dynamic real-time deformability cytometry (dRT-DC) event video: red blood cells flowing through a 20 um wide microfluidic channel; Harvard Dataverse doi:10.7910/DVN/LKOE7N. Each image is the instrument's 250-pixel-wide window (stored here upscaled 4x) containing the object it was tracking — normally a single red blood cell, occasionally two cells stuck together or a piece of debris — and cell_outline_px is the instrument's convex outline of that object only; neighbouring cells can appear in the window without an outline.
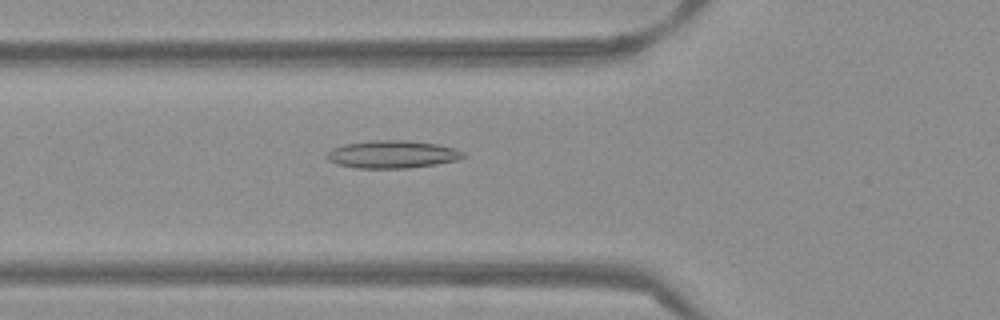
{"species": "Egyptian fruit bat (a non-hibernating species)", "species_latin": "Rousettus aegyptiacus", "temperature_condition": "warm", "stored_images_in_passage": 48, "camera_frame_rate_fps": 3000, "um_per_image_px": 0.085, "frame": {"image": 1, "passage_image": 15, "time_ms": 4.667, "image_size_px": [1000, 320], "cell_outline_px": [[468, 156], [456, 160], [408, 168], [356, 168], [336, 164], [328, 160], [324, 156], [332, 148], [344, 144], [372, 140], [408, 140], [436, 144], [456, 148], [464, 152]], "centroid_in_image_um": [33.32, 13.11], "position_along_channel_um": 92.5, "area_um2": 22.08}}
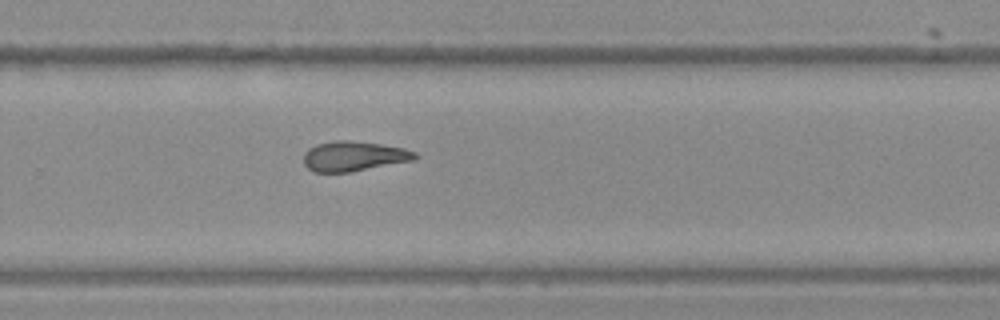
{"frame": {"image": 2, "passage_image": 31, "time_ms": 10.0, "image_size_px": [1000, 320], "cell_outline_px": [[420, 156], [416, 160], [352, 172], [312, 172], [304, 164], [304, 152], [308, 148], [316, 144], [332, 140], [348, 140], [380, 144], [404, 148], [416, 152]], "centroid_in_image_um": [30.09, 13.28], "position_along_channel_um": 299.7, "area_um2": 19.77}}
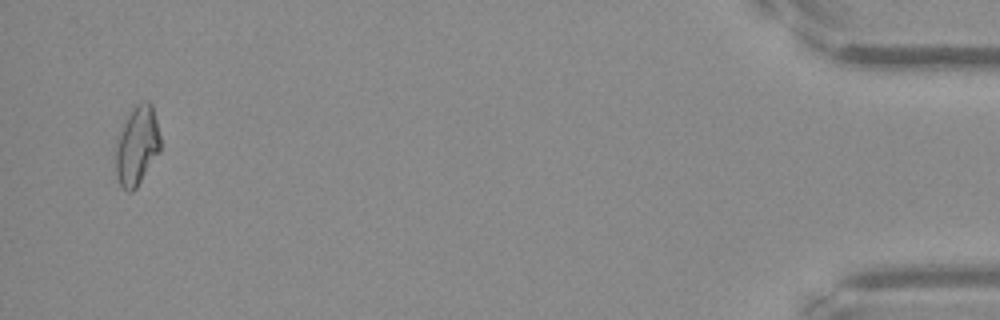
{"frame": {"image": 3, "passage_image": 47, "time_ms": 15.333, "image_size_px": [1000, 320], "cell_outline_px": [[160, 152], [136, 188], [132, 192], [128, 192], [120, 184], [116, 172], [116, 140], [124, 120], [136, 104], [144, 100], [148, 100], [152, 104], [160, 136]], "centroid_in_image_um": [11.65, 12.36], "position_along_channel_um": 423.6, "area_um2": 20.63}, "authors_computed_cell_mechanics": {"area_um2": 20.0566, "velocity_mm_per_s": 3.8752, "shape_relaxation_time_tau1_ms": null, "shape_relaxation_time_tau2_ms": 5.7449, "deformation_change_tau1": null, "deformation_change_tau2": 0.1508}}